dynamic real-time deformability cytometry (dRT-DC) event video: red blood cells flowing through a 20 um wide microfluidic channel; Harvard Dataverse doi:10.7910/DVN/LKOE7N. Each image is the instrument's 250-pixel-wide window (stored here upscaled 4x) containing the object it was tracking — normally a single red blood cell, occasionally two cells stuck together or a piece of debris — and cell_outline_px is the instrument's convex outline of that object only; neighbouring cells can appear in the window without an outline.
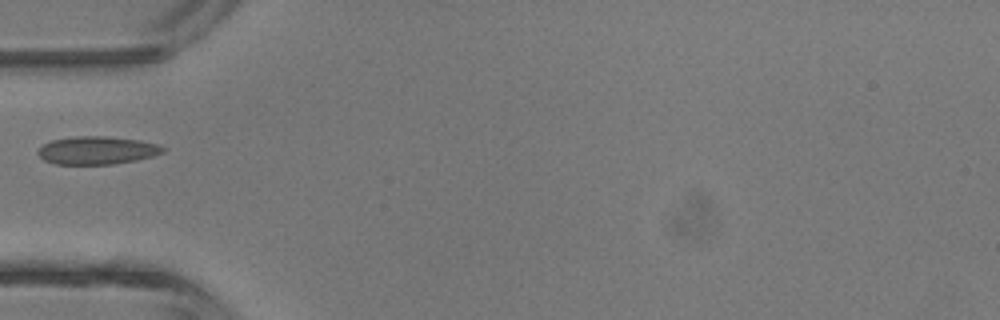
{"species": "common noctule bat (a hibernating species)", "species_latin": "Nyctalus noctula", "temperature_condition": "room temperature", "stored_images_in_passage": 1, "camera_frame_rate_fps": 3000, "um_per_image_px": 0.085, "animal": {"sex": "male", "body_mass_g": 13.3}, "frame": {"image": 1, "passage_image": 1, "time_ms": 0.0, "image_size_px": [1000, 320], "cell_outline_px": [[168, 148], [164, 152], [152, 156], [136, 160], [112, 164], [56, 164], [44, 160], [36, 152], [44, 144], [52, 140], [76, 136], [104, 136], [140, 140], [160, 144]], "centroid_in_image_um": [8.29, 12.77], "position_along_channel_um": 76.7, "area_um2": 20.4}}